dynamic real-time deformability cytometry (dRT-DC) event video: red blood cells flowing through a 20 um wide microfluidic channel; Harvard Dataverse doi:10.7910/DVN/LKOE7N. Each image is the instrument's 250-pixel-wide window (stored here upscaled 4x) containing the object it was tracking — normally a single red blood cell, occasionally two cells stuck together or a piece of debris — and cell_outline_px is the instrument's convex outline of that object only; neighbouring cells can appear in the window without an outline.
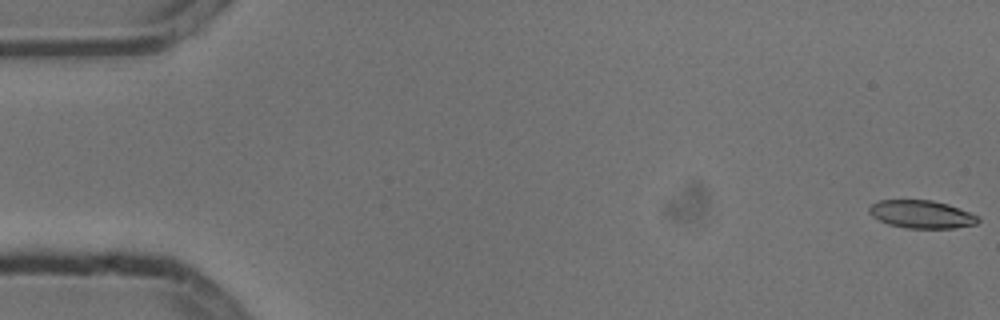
{"species": "common noctule bat (a hibernating species)", "species_latin": "Nyctalus noctula", "temperature_condition": "cold", "stored_images_in_passage": 5, "camera_frame_rate_fps": 3000, "um_per_image_px": 0.085, "animal": {"sex": "male", "body_mass_g": 13.3}, "frame": {"image": 1, "passage_image": 1, "time_ms": 0.0, "image_size_px": [1000, 320], "cell_outline_px": [[980, 220], [976, 224], [956, 228], [904, 228], [888, 224], [872, 216], [868, 212], [868, 208], [872, 204], [880, 200], [932, 200], [948, 204], [980, 216]], "centroid_in_image_um": [78.35, 18.22], "position_along_channel_um": 6.7, "area_um2": 17.8}}
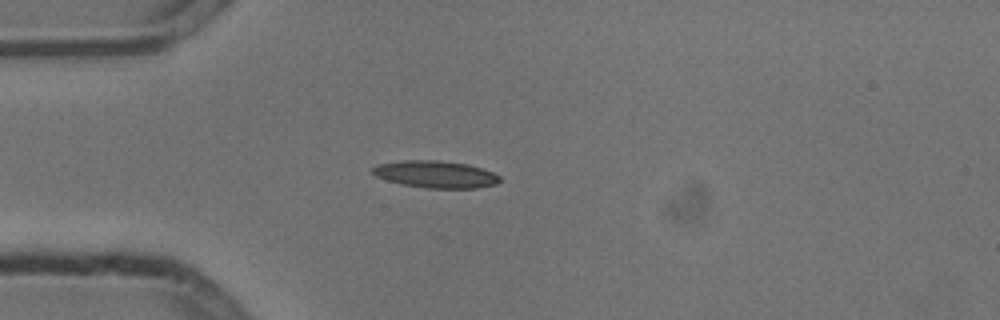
{"frame": {"image": 2, "passage_image": 5, "time_ms": 1.333, "image_size_px": [1000, 320], "cell_outline_px": [[500, 180], [496, 184], [476, 188], [424, 188], [404, 184], [388, 180], [376, 176], [372, 172], [372, 168], [380, 164], [404, 160], [436, 160], [468, 164], [492, 172], [500, 176]], "centroid_in_image_um": [37.05, 14.81], "position_along_channel_um": 48.0, "area_um2": 19.83}}